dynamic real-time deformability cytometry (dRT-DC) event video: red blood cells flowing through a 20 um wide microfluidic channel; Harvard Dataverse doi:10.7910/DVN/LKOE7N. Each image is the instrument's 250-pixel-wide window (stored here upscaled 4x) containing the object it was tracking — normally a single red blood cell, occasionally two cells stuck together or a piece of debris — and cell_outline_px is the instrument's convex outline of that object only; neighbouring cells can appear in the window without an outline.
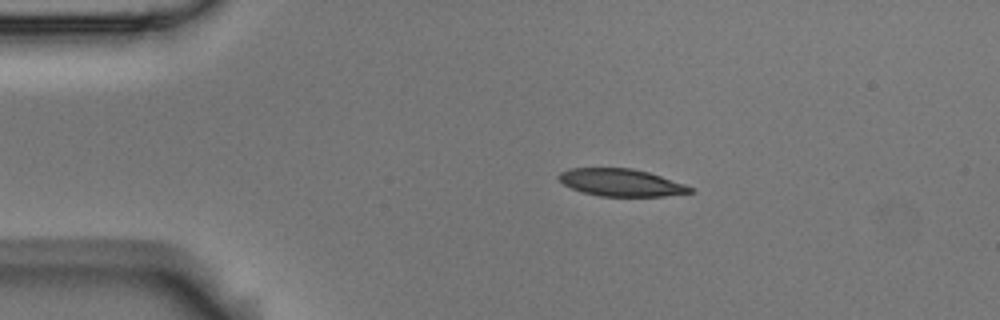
{"species": "Egyptian fruit bat (a non-hibernating species)", "species_latin": "Rousettus aegyptiacus", "temperature_condition": "room temperature", "stored_images_in_passage": 45, "camera_frame_rate_fps": 3000, "um_per_image_px": 0.085, "animal": {"sex": "male"}, "frame": {"image": 1, "passage_image": 1, "time_ms": 0.0, "image_size_px": [1000, 320], "cell_outline_px": [[692, 192], [664, 196], [600, 196], [584, 192], [572, 188], [564, 184], [556, 176], [560, 172], [568, 168], [632, 168], [648, 172], [684, 184], [692, 188]], "centroid_in_image_um": [52.75, 15.51], "position_along_channel_um": 32.2, "area_um2": 20.69}}
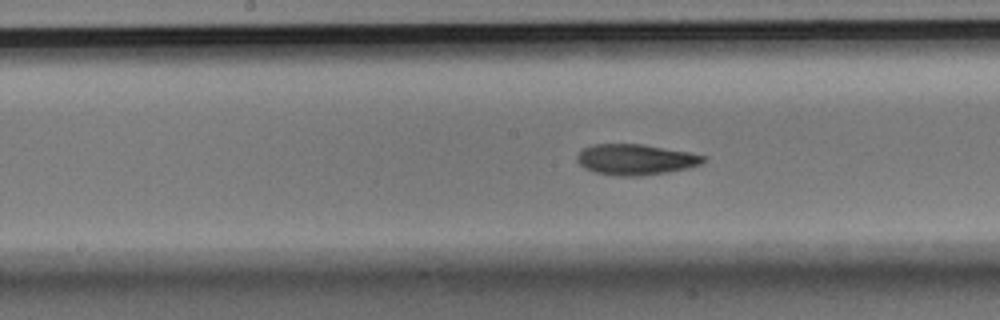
{"frame": {"image": 2, "passage_image": 18, "time_ms": 5.667, "image_size_px": [1000, 320], "cell_outline_px": [[708, 160], [700, 164], [688, 168], [668, 172], [640, 176], [620, 176], [596, 172], [584, 168], [576, 160], [576, 156], [584, 148], [592, 144], [640, 144], [688, 152], [704, 156]], "centroid_in_image_um": [54.02, 13.56], "position_along_channel_um": 194.2, "area_um2": 22.48}}
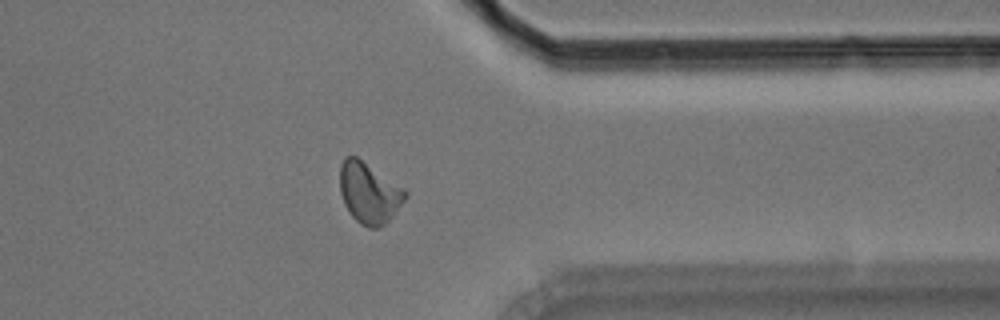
{"frame": {"image": 3, "passage_image": 34, "time_ms": 11.0, "image_size_px": [1000, 320], "cell_outline_px": [[408, 196], [392, 216], [384, 224], [376, 228], [368, 228], [360, 224], [348, 212], [344, 204], [340, 192], [340, 164], [344, 156], [356, 156], [404, 188], [408, 192]], "centroid_in_image_um": [31.36, 16.39], "position_along_channel_um": 380.0, "area_um2": 23.18}, "authors_computed_cell_mechanics": {"area_um2": 22.1952, "velocity_mm_per_s": 3.632, "shape_relaxation_time_tau1_ms": 6.335, "shape_relaxation_time_tau2_ms": 3.8954, "deformation_change_tau1": 0.1954, "deformation_change_tau2": 0.1025}}